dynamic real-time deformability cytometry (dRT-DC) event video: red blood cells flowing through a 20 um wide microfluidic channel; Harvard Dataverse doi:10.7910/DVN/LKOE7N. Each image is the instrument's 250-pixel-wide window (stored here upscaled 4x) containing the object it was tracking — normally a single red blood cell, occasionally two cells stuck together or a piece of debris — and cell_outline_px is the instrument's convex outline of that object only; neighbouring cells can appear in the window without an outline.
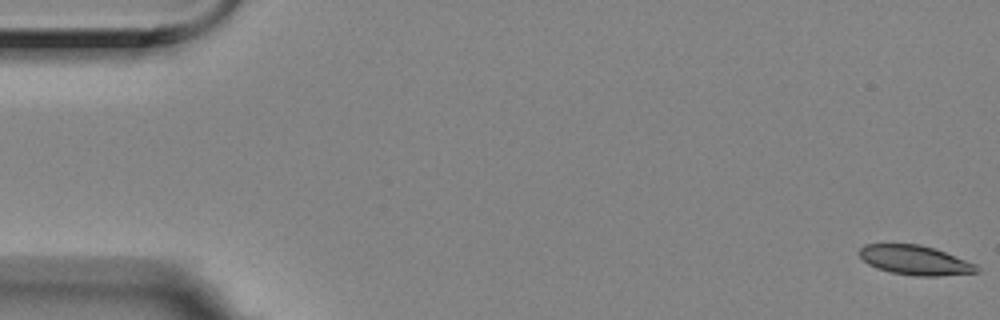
{"species": "Egyptian fruit bat (a non-hibernating species)", "species_latin": "Rousettus aegyptiacus", "temperature_condition": "room temperature", "stored_images_in_passage": 10, "camera_frame_rate_fps": 3000, "um_per_image_px": 0.085, "animal": {"sex": "female"}, "frame": {"image": 1, "passage_image": 1, "time_ms": 0.0, "image_size_px": [1000, 320], "cell_outline_px": [[980, 272], [940, 276], [916, 276], [892, 272], [876, 268], [868, 264], [856, 252], [864, 244], [920, 244], [936, 248], [976, 264], [980, 268]], "centroid_in_image_um": [77.79, 22.11], "position_along_channel_um": 7.2, "area_um2": 20.35}}